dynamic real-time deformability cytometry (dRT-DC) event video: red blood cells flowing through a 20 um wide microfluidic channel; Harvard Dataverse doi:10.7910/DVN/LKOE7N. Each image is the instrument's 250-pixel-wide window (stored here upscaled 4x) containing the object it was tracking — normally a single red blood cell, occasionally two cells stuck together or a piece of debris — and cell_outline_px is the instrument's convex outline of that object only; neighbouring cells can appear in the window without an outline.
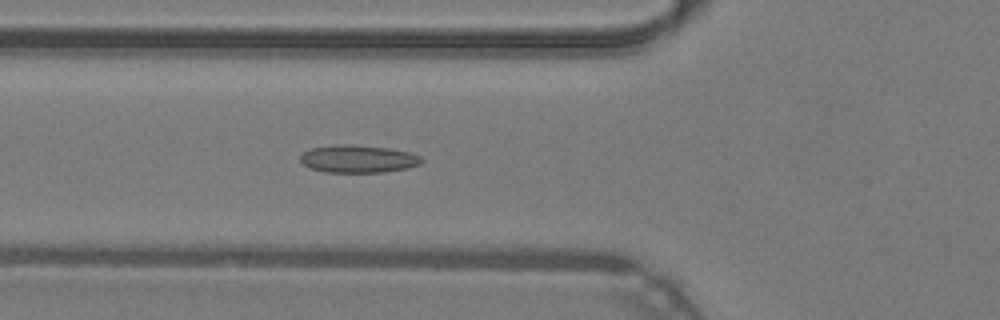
{"species": "common noctule bat (a hibernating species)", "species_latin": "Nyctalus noctula", "temperature_condition": "warm", "stored_images_in_passage": 49, "camera_frame_rate_fps": 3000, "um_per_image_px": 0.085, "animal": {"sex": "male", "body_mass_g": 19.2, "forearm_length_mm": 51.8}, "frame": {"image": 1, "passage_image": 18, "time_ms": 5.667, "image_size_px": [1000, 320], "cell_outline_px": [[424, 160], [420, 164], [408, 168], [384, 172], [324, 172], [312, 168], [304, 164], [300, 160], [300, 156], [304, 152], [312, 148], [336, 144], [352, 144], [388, 148], [408, 152], [420, 156]], "centroid_in_image_um": [30.46, 13.5], "position_along_channel_um": 95.3, "area_um2": 19.48}}
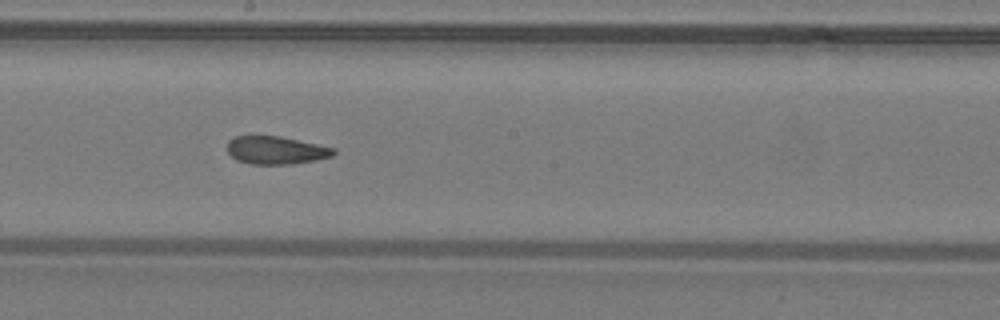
{"frame": {"image": 2, "passage_image": 27, "time_ms": 8.667, "image_size_px": [1000, 320], "cell_outline_px": [[336, 152], [332, 156], [292, 164], [252, 164], [236, 160], [228, 152], [228, 140], [236, 136], [252, 132], [280, 136], [336, 148]], "centroid_in_image_um": [23.39, 12.72], "position_along_channel_um": 224.8, "area_um2": 17.8}}
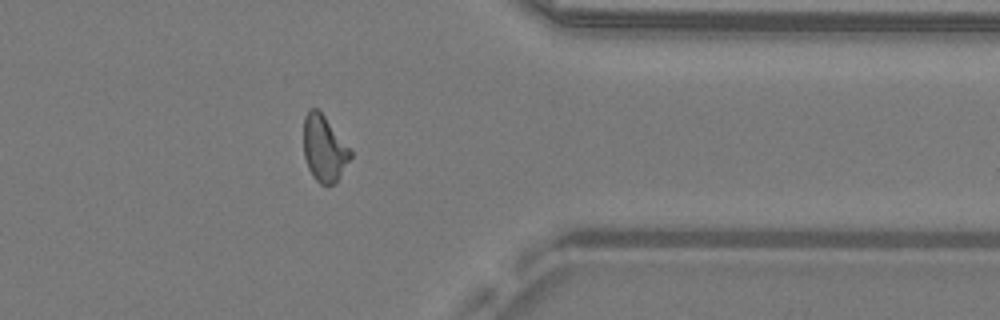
{"frame": {"image": 3, "passage_image": 39, "time_ms": 12.667, "image_size_px": [1000, 320], "cell_outline_px": [[352, 156], [336, 184], [320, 184], [312, 176], [308, 168], [304, 156], [304, 116], [308, 108], [316, 108], [324, 116], [352, 152]], "centroid_in_image_um": [27.54, 12.65], "position_along_channel_um": 383.9, "area_um2": 17.92}, "authors_computed_cell_mechanics": {"area_um2": 18.6694, "velocity_mm_per_s": 4.2909, "shape_relaxation_time_tau1_ms": 9.3336, "shape_relaxation_time_tau2_ms": 1.7699, "deformation_change_tau1": 0.2255, "deformation_change_tau2": 0.0895}}